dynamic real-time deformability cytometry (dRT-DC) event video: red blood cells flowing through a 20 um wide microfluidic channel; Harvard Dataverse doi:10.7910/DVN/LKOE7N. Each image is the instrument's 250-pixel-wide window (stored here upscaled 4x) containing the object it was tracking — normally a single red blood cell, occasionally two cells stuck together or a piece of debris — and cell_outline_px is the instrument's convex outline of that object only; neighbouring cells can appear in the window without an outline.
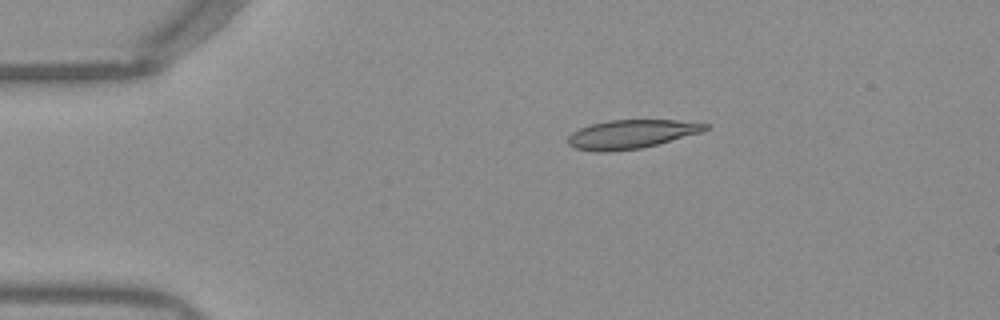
{"species": "Egyptian fruit bat (a non-hibernating species)", "species_latin": "Rousettus aegyptiacus", "temperature_condition": "warm", "stored_images_in_passage": 42, "camera_frame_rate_fps": 3000, "um_per_image_px": 0.085, "frame": {"image": 1, "passage_image": 1, "time_ms": 0.0, "image_size_px": [1000, 320], "cell_outline_px": [[708, 128], [700, 132], [656, 144], [640, 148], [608, 152], [596, 152], [576, 148], [568, 144], [568, 136], [572, 132], [580, 128], [592, 124], [608, 120], [676, 120], [708, 124]], "centroid_in_image_um": [53.6, 11.4], "position_along_channel_um": 31.4, "area_um2": 22.66}}
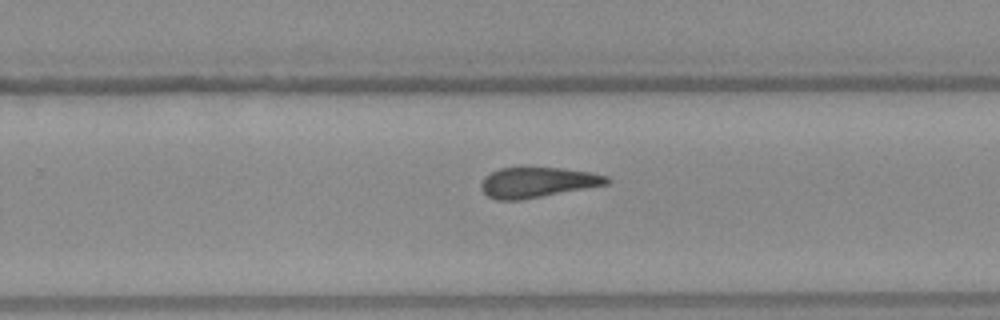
{"frame": {"image": 2, "passage_image": 24, "time_ms": 7.667, "image_size_px": [1000, 320], "cell_outline_px": [[612, 180], [608, 184], [520, 200], [496, 200], [488, 196], [480, 188], [480, 184], [484, 176], [500, 168], [560, 168], [592, 172], [608, 176]], "centroid_in_image_um": [45.68, 15.5], "position_along_channel_um": 284.1, "area_um2": 22.08}}
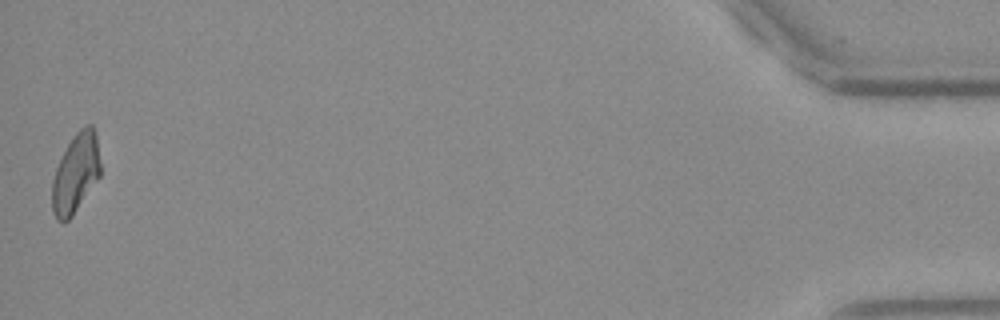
{"frame": {"image": 3, "passage_image": 42, "time_ms": 13.667, "image_size_px": [1000, 320], "cell_outline_px": [[100, 176], [72, 216], [64, 224], [56, 220], [52, 212], [52, 180], [56, 168], [68, 144], [76, 132], [84, 124], [92, 124], [96, 136], [100, 164]], "centroid_in_image_um": [6.42, 14.76], "position_along_channel_um": 428.8, "area_um2": 22.25}, "authors_computed_cell_mechanics": {"area_um2": 22.7732, "velocity_mm_per_s": 3.9538, "shape_relaxation_time_tau1_ms": null, "shape_relaxation_time_tau2_ms": 3.839, "deformation_change_tau1": null, "deformation_change_tau2": 0.1288}}